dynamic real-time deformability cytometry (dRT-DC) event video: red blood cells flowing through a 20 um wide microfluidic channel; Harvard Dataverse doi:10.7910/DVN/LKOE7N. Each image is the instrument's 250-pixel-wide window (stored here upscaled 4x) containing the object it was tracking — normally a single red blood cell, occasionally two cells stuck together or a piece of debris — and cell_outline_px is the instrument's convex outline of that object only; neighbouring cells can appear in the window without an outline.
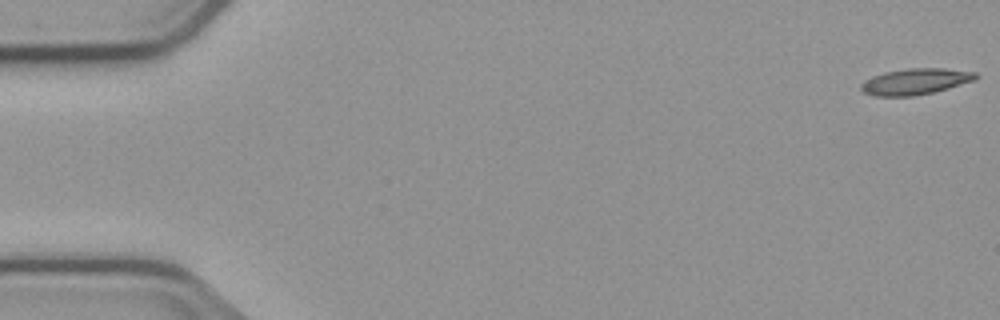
{"species": "common noctule bat (a hibernating species)", "species_latin": "Nyctalus noctula", "temperature_condition": "cold", "stored_images_in_passage": 8, "camera_frame_rate_fps": 3000, "um_per_image_px": 0.085, "animal": {"sex": "male", "body_mass_g": 23.1, "forearm_length_mm": 52.7}, "frame": {"image": 1, "passage_image": 1, "time_ms": 0.0, "image_size_px": [1000, 320], "cell_outline_px": [[980, 76], [976, 80], [948, 88], [932, 92], [912, 96], [872, 96], [864, 92], [860, 88], [860, 84], [864, 80], [872, 76], [884, 72], [908, 68], [944, 68], [976, 72]], "centroid_in_image_um": [77.81, 6.92], "position_along_channel_um": 7.2, "area_um2": 17.57}}
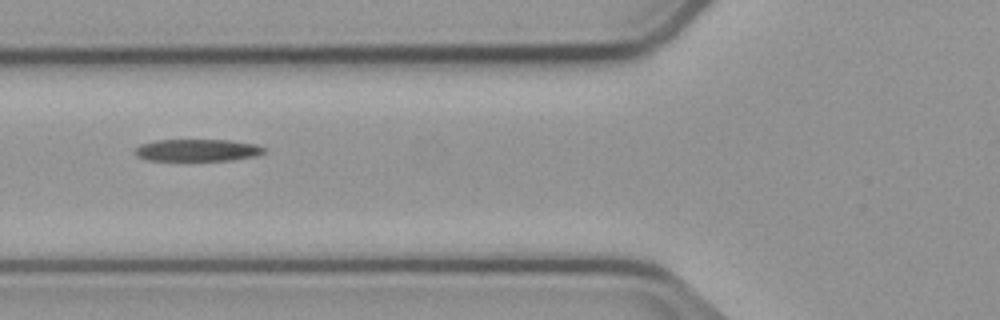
{"frame": {"image": 2, "passage_image": 7, "time_ms": 6.667, "image_size_px": [1000, 320], "cell_outline_px": [[264, 152], [256, 156], [232, 160], [144, 160], [136, 156], [136, 148], [140, 144], [156, 140], [228, 140], [256, 144], [264, 148]], "centroid_in_image_um": [16.76, 12.76], "position_along_channel_um": 109.0, "area_um2": 16.53}}
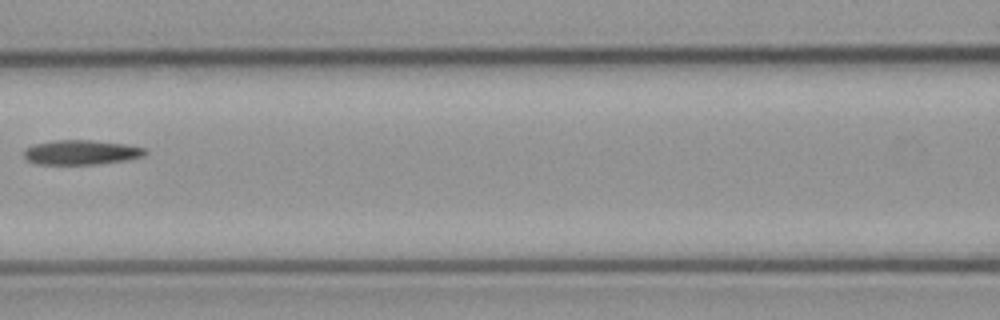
{"frame": {"image": 3, "passage_image": 8, "time_ms": 8.0, "image_size_px": [1000, 320], "cell_outline_px": [[148, 152], [144, 156], [128, 160], [96, 164], [36, 164], [28, 160], [24, 156], [24, 148], [36, 144], [56, 140], [92, 140], [124, 144], [144, 148]], "centroid_in_image_um": [6.91, 12.95], "position_along_channel_um": 159.7, "area_um2": 17.34}}